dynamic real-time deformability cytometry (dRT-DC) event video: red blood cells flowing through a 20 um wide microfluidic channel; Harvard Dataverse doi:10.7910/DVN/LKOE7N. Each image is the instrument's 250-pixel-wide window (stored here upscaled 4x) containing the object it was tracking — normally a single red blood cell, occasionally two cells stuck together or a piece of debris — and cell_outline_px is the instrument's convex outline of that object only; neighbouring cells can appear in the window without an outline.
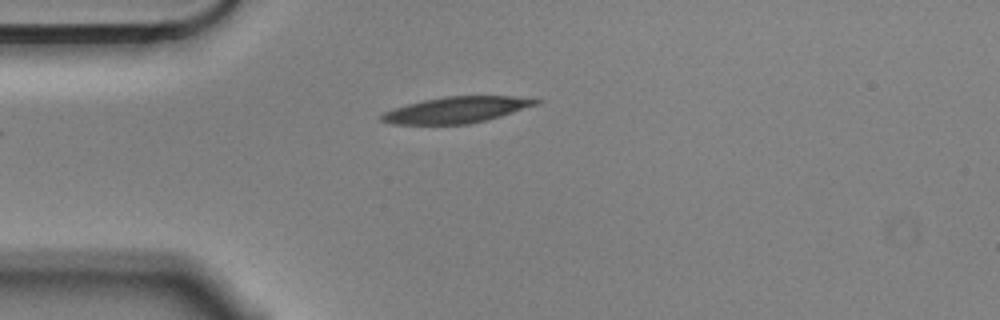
{"species": "Egyptian fruit bat (a non-hibernating species)", "species_latin": "Rousettus aegyptiacus", "temperature_condition": "cold", "stored_images_in_passage": 4, "camera_frame_rate_fps": 3000, "um_per_image_px": 0.085, "animal": {"sex": "male"}, "frame": {"image": 1, "passage_image": 4, "time_ms": 1.0, "image_size_px": [1000, 320], "cell_outline_px": [[544, 100], [540, 104], [488, 120], [468, 124], [392, 124], [380, 120], [380, 116], [384, 112], [408, 104], [424, 100], [444, 96], [512, 96]], "centroid_in_image_um": [38.86, 9.34], "position_along_channel_um": 46.1, "area_um2": 23.52}}